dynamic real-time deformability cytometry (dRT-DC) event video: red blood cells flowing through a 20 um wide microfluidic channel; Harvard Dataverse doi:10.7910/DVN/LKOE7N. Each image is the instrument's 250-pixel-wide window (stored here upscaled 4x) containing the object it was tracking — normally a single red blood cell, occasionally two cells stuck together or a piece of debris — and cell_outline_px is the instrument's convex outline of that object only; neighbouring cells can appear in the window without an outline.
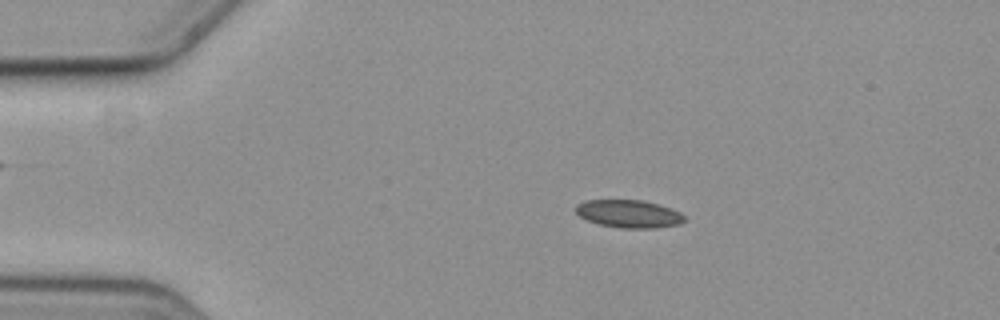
{"species": "common noctule bat (a hibernating species)", "species_latin": "Nyctalus noctula", "temperature_condition": "cold", "stored_images_in_passage": 48, "camera_frame_rate_fps": 3000, "um_per_image_px": 0.085, "animal": {"sex": "female", "body_mass_g": 19.3, "forearm_length_mm": 54.1}, "frame": {"image": 1, "passage_image": 1, "time_ms": 0.0, "image_size_px": [1000, 320], "cell_outline_px": [[684, 220], [680, 224], [656, 228], [620, 228], [600, 224], [588, 220], [580, 216], [576, 212], [576, 204], [588, 200], [644, 200], [672, 208], [680, 212], [684, 216]], "centroid_in_image_um": [53.47, 18.17], "position_along_channel_um": 31.5, "area_um2": 17.57}}
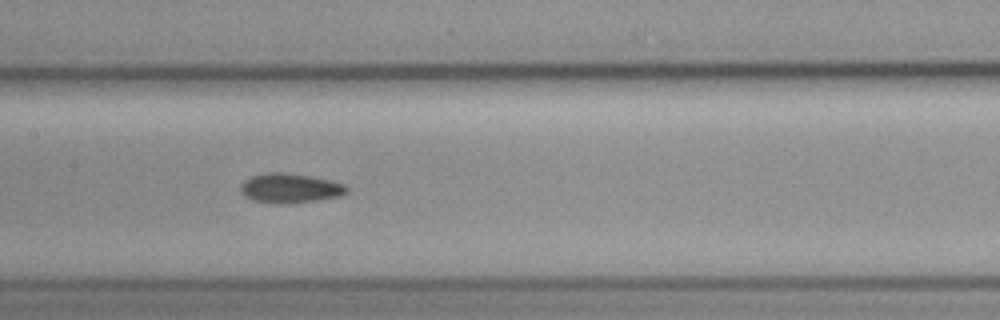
{"frame": {"image": 2, "passage_image": 18, "time_ms": 5.667, "image_size_px": [1000, 320], "cell_outline_px": [[348, 192], [340, 196], [316, 200], [284, 204], [276, 204], [252, 200], [244, 196], [240, 192], [240, 184], [244, 180], [252, 176], [268, 172], [284, 172], [312, 176], [332, 180], [344, 184], [348, 188]], "centroid_in_image_um": [24.64, 15.99], "position_along_channel_um": 182.8, "area_um2": 18.5}}
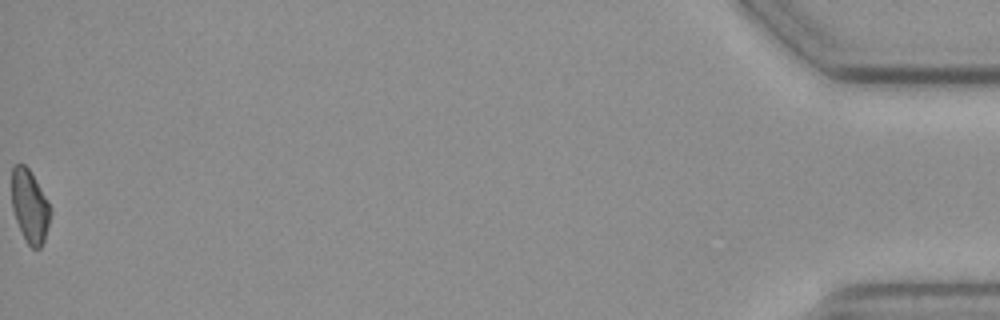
{"frame": {"image": 3, "passage_image": 48, "time_ms": 15.667, "image_size_px": [1000, 320], "cell_outline_px": [[52, 212], [44, 240], [40, 248], [32, 248], [28, 244], [16, 220], [12, 208], [12, 168], [16, 164], [24, 164], [28, 168], [48, 200]], "centroid_in_image_um": [2.54, 17.52], "position_along_channel_um": 432.7, "area_um2": 16.24}, "authors_computed_cell_mechanics": {"area_um2": 17.5712, "velocity_mm_per_s": 3.582, "shape_relaxation_time_tau1_ms": null, "shape_relaxation_time_tau2_ms": 6.0591, "deformation_change_tau1": null, "deformation_change_tau2": 0.0992}}